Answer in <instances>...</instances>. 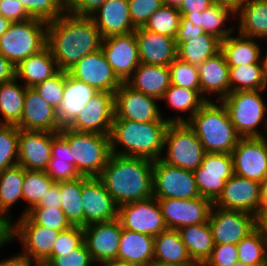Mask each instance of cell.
Segmentation results:
<instances>
[{
    "label": "cell",
    "mask_w": 267,
    "mask_h": 266,
    "mask_svg": "<svg viewBox=\"0 0 267 266\" xmlns=\"http://www.w3.org/2000/svg\"><path fill=\"white\" fill-rule=\"evenodd\" d=\"M47 47L60 70L69 71L84 56L101 49L103 38L89 16L65 12L47 22Z\"/></svg>",
    "instance_id": "cell-1"
},
{
    "label": "cell",
    "mask_w": 267,
    "mask_h": 266,
    "mask_svg": "<svg viewBox=\"0 0 267 266\" xmlns=\"http://www.w3.org/2000/svg\"><path fill=\"white\" fill-rule=\"evenodd\" d=\"M153 164L145 158L111 154L98 177L117 206L153 196Z\"/></svg>",
    "instance_id": "cell-2"
},
{
    "label": "cell",
    "mask_w": 267,
    "mask_h": 266,
    "mask_svg": "<svg viewBox=\"0 0 267 266\" xmlns=\"http://www.w3.org/2000/svg\"><path fill=\"white\" fill-rule=\"evenodd\" d=\"M169 121L135 122L119 119L114 115L110 132L112 154L157 161L164 150V136ZM124 146V151L116 152L117 144Z\"/></svg>",
    "instance_id": "cell-3"
},
{
    "label": "cell",
    "mask_w": 267,
    "mask_h": 266,
    "mask_svg": "<svg viewBox=\"0 0 267 266\" xmlns=\"http://www.w3.org/2000/svg\"><path fill=\"white\" fill-rule=\"evenodd\" d=\"M185 123L195 132L206 153L231 154L241 138L222 101L219 106L208 100Z\"/></svg>",
    "instance_id": "cell-4"
},
{
    "label": "cell",
    "mask_w": 267,
    "mask_h": 266,
    "mask_svg": "<svg viewBox=\"0 0 267 266\" xmlns=\"http://www.w3.org/2000/svg\"><path fill=\"white\" fill-rule=\"evenodd\" d=\"M59 134L68 142L78 173L86 177H99L112 154L110 136L78 132L68 127H63Z\"/></svg>",
    "instance_id": "cell-5"
},
{
    "label": "cell",
    "mask_w": 267,
    "mask_h": 266,
    "mask_svg": "<svg viewBox=\"0 0 267 266\" xmlns=\"http://www.w3.org/2000/svg\"><path fill=\"white\" fill-rule=\"evenodd\" d=\"M45 28L47 22L37 18L11 23L0 37V53L16 67L22 60L47 46Z\"/></svg>",
    "instance_id": "cell-6"
},
{
    "label": "cell",
    "mask_w": 267,
    "mask_h": 266,
    "mask_svg": "<svg viewBox=\"0 0 267 266\" xmlns=\"http://www.w3.org/2000/svg\"><path fill=\"white\" fill-rule=\"evenodd\" d=\"M167 148V156L160 160L168 165L196 170L206 153L202 143L195 132L187 123H170L164 136V147Z\"/></svg>",
    "instance_id": "cell-7"
},
{
    "label": "cell",
    "mask_w": 267,
    "mask_h": 266,
    "mask_svg": "<svg viewBox=\"0 0 267 266\" xmlns=\"http://www.w3.org/2000/svg\"><path fill=\"white\" fill-rule=\"evenodd\" d=\"M259 92L262 90L230 92L222 100L235 130L241 138L264 137L256 129L266 112V105Z\"/></svg>",
    "instance_id": "cell-8"
},
{
    "label": "cell",
    "mask_w": 267,
    "mask_h": 266,
    "mask_svg": "<svg viewBox=\"0 0 267 266\" xmlns=\"http://www.w3.org/2000/svg\"><path fill=\"white\" fill-rule=\"evenodd\" d=\"M158 99L145 95L122 82L114 93L115 116L135 122L169 121L170 123H185L181 117L163 119L157 108Z\"/></svg>",
    "instance_id": "cell-9"
},
{
    "label": "cell",
    "mask_w": 267,
    "mask_h": 266,
    "mask_svg": "<svg viewBox=\"0 0 267 266\" xmlns=\"http://www.w3.org/2000/svg\"><path fill=\"white\" fill-rule=\"evenodd\" d=\"M153 196L157 199H191L200 197L193 171L166 164H153Z\"/></svg>",
    "instance_id": "cell-10"
},
{
    "label": "cell",
    "mask_w": 267,
    "mask_h": 266,
    "mask_svg": "<svg viewBox=\"0 0 267 266\" xmlns=\"http://www.w3.org/2000/svg\"><path fill=\"white\" fill-rule=\"evenodd\" d=\"M60 231L34 224L26 215H22L19 221L7 226V242L17 237L22 241L25 259L37 261L47 260L51 255L53 244L57 240Z\"/></svg>",
    "instance_id": "cell-11"
},
{
    "label": "cell",
    "mask_w": 267,
    "mask_h": 266,
    "mask_svg": "<svg viewBox=\"0 0 267 266\" xmlns=\"http://www.w3.org/2000/svg\"><path fill=\"white\" fill-rule=\"evenodd\" d=\"M208 222L214 244L237 245L258 227V217L253 214L215 206H212Z\"/></svg>",
    "instance_id": "cell-12"
},
{
    "label": "cell",
    "mask_w": 267,
    "mask_h": 266,
    "mask_svg": "<svg viewBox=\"0 0 267 266\" xmlns=\"http://www.w3.org/2000/svg\"><path fill=\"white\" fill-rule=\"evenodd\" d=\"M117 219L122 228L153 237L168 229L154 196L118 206Z\"/></svg>",
    "instance_id": "cell-13"
},
{
    "label": "cell",
    "mask_w": 267,
    "mask_h": 266,
    "mask_svg": "<svg viewBox=\"0 0 267 266\" xmlns=\"http://www.w3.org/2000/svg\"><path fill=\"white\" fill-rule=\"evenodd\" d=\"M193 173L200 196L214 202L226 181L234 175L232 156L229 153H205L201 165Z\"/></svg>",
    "instance_id": "cell-14"
},
{
    "label": "cell",
    "mask_w": 267,
    "mask_h": 266,
    "mask_svg": "<svg viewBox=\"0 0 267 266\" xmlns=\"http://www.w3.org/2000/svg\"><path fill=\"white\" fill-rule=\"evenodd\" d=\"M234 174L258 182L267 178L265 137L240 138L231 152Z\"/></svg>",
    "instance_id": "cell-15"
},
{
    "label": "cell",
    "mask_w": 267,
    "mask_h": 266,
    "mask_svg": "<svg viewBox=\"0 0 267 266\" xmlns=\"http://www.w3.org/2000/svg\"><path fill=\"white\" fill-rule=\"evenodd\" d=\"M168 229L208 222L213 202L204 197L191 199H157Z\"/></svg>",
    "instance_id": "cell-16"
},
{
    "label": "cell",
    "mask_w": 267,
    "mask_h": 266,
    "mask_svg": "<svg viewBox=\"0 0 267 266\" xmlns=\"http://www.w3.org/2000/svg\"><path fill=\"white\" fill-rule=\"evenodd\" d=\"M83 227L117 219L118 206L98 177L82 176Z\"/></svg>",
    "instance_id": "cell-17"
},
{
    "label": "cell",
    "mask_w": 267,
    "mask_h": 266,
    "mask_svg": "<svg viewBox=\"0 0 267 266\" xmlns=\"http://www.w3.org/2000/svg\"><path fill=\"white\" fill-rule=\"evenodd\" d=\"M114 115V93L97 92L68 128L78 132L110 135Z\"/></svg>",
    "instance_id": "cell-18"
},
{
    "label": "cell",
    "mask_w": 267,
    "mask_h": 266,
    "mask_svg": "<svg viewBox=\"0 0 267 266\" xmlns=\"http://www.w3.org/2000/svg\"><path fill=\"white\" fill-rule=\"evenodd\" d=\"M213 206L260 217V182L238 175L229 178Z\"/></svg>",
    "instance_id": "cell-19"
},
{
    "label": "cell",
    "mask_w": 267,
    "mask_h": 266,
    "mask_svg": "<svg viewBox=\"0 0 267 266\" xmlns=\"http://www.w3.org/2000/svg\"><path fill=\"white\" fill-rule=\"evenodd\" d=\"M101 50L114 74L121 82H126L140 64L138 45L134 31L124 35L106 37Z\"/></svg>",
    "instance_id": "cell-20"
},
{
    "label": "cell",
    "mask_w": 267,
    "mask_h": 266,
    "mask_svg": "<svg viewBox=\"0 0 267 266\" xmlns=\"http://www.w3.org/2000/svg\"><path fill=\"white\" fill-rule=\"evenodd\" d=\"M68 73L75 79L95 88L98 92L115 93L122 84L101 49L84 56Z\"/></svg>",
    "instance_id": "cell-21"
},
{
    "label": "cell",
    "mask_w": 267,
    "mask_h": 266,
    "mask_svg": "<svg viewBox=\"0 0 267 266\" xmlns=\"http://www.w3.org/2000/svg\"><path fill=\"white\" fill-rule=\"evenodd\" d=\"M84 229V243L94 262L117 260L122 226L118 219L89 224Z\"/></svg>",
    "instance_id": "cell-22"
},
{
    "label": "cell",
    "mask_w": 267,
    "mask_h": 266,
    "mask_svg": "<svg viewBox=\"0 0 267 266\" xmlns=\"http://www.w3.org/2000/svg\"><path fill=\"white\" fill-rule=\"evenodd\" d=\"M53 132L19 129L18 165L45 171L52 157Z\"/></svg>",
    "instance_id": "cell-23"
},
{
    "label": "cell",
    "mask_w": 267,
    "mask_h": 266,
    "mask_svg": "<svg viewBox=\"0 0 267 266\" xmlns=\"http://www.w3.org/2000/svg\"><path fill=\"white\" fill-rule=\"evenodd\" d=\"M19 129L29 131L59 132L63 127L57 110L49 105L34 88H26L24 108Z\"/></svg>",
    "instance_id": "cell-24"
},
{
    "label": "cell",
    "mask_w": 267,
    "mask_h": 266,
    "mask_svg": "<svg viewBox=\"0 0 267 266\" xmlns=\"http://www.w3.org/2000/svg\"><path fill=\"white\" fill-rule=\"evenodd\" d=\"M140 63L169 66L177 58L175 38L138 27L134 31Z\"/></svg>",
    "instance_id": "cell-25"
},
{
    "label": "cell",
    "mask_w": 267,
    "mask_h": 266,
    "mask_svg": "<svg viewBox=\"0 0 267 266\" xmlns=\"http://www.w3.org/2000/svg\"><path fill=\"white\" fill-rule=\"evenodd\" d=\"M99 15L97 16L96 15ZM102 38L135 31L130 18L128 0H107L89 16Z\"/></svg>",
    "instance_id": "cell-26"
},
{
    "label": "cell",
    "mask_w": 267,
    "mask_h": 266,
    "mask_svg": "<svg viewBox=\"0 0 267 266\" xmlns=\"http://www.w3.org/2000/svg\"><path fill=\"white\" fill-rule=\"evenodd\" d=\"M97 92L95 88L75 79L65 71L64 95L57 111L62 127H68Z\"/></svg>",
    "instance_id": "cell-27"
},
{
    "label": "cell",
    "mask_w": 267,
    "mask_h": 266,
    "mask_svg": "<svg viewBox=\"0 0 267 266\" xmlns=\"http://www.w3.org/2000/svg\"><path fill=\"white\" fill-rule=\"evenodd\" d=\"M153 258V236L122 228L117 261L133 266H150Z\"/></svg>",
    "instance_id": "cell-28"
},
{
    "label": "cell",
    "mask_w": 267,
    "mask_h": 266,
    "mask_svg": "<svg viewBox=\"0 0 267 266\" xmlns=\"http://www.w3.org/2000/svg\"><path fill=\"white\" fill-rule=\"evenodd\" d=\"M134 73L126 83L136 91L158 100L162 99L171 85L169 66L140 63Z\"/></svg>",
    "instance_id": "cell-29"
},
{
    "label": "cell",
    "mask_w": 267,
    "mask_h": 266,
    "mask_svg": "<svg viewBox=\"0 0 267 266\" xmlns=\"http://www.w3.org/2000/svg\"><path fill=\"white\" fill-rule=\"evenodd\" d=\"M198 72L201 94L218 93L221 102L230 93L229 66L221 51L200 64Z\"/></svg>",
    "instance_id": "cell-30"
},
{
    "label": "cell",
    "mask_w": 267,
    "mask_h": 266,
    "mask_svg": "<svg viewBox=\"0 0 267 266\" xmlns=\"http://www.w3.org/2000/svg\"><path fill=\"white\" fill-rule=\"evenodd\" d=\"M59 71L57 62L46 46L39 53L22 60L16 66L15 77L25 79L24 86L26 88H33L35 85L53 77Z\"/></svg>",
    "instance_id": "cell-31"
},
{
    "label": "cell",
    "mask_w": 267,
    "mask_h": 266,
    "mask_svg": "<svg viewBox=\"0 0 267 266\" xmlns=\"http://www.w3.org/2000/svg\"><path fill=\"white\" fill-rule=\"evenodd\" d=\"M175 40L178 48L177 57L195 66H199L220 51L221 40L206 32L199 36L175 37Z\"/></svg>",
    "instance_id": "cell-32"
},
{
    "label": "cell",
    "mask_w": 267,
    "mask_h": 266,
    "mask_svg": "<svg viewBox=\"0 0 267 266\" xmlns=\"http://www.w3.org/2000/svg\"><path fill=\"white\" fill-rule=\"evenodd\" d=\"M154 264L186 265L194 263L182 242L180 233L167 229L154 237Z\"/></svg>",
    "instance_id": "cell-33"
},
{
    "label": "cell",
    "mask_w": 267,
    "mask_h": 266,
    "mask_svg": "<svg viewBox=\"0 0 267 266\" xmlns=\"http://www.w3.org/2000/svg\"><path fill=\"white\" fill-rule=\"evenodd\" d=\"M240 17L239 34L249 38L267 37V0H248L235 8Z\"/></svg>",
    "instance_id": "cell-34"
},
{
    "label": "cell",
    "mask_w": 267,
    "mask_h": 266,
    "mask_svg": "<svg viewBox=\"0 0 267 266\" xmlns=\"http://www.w3.org/2000/svg\"><path fill=\"white\" fill-rule=\"evenodd\" d=\"M178 231L192 261L204 264L215 245L209 222L185 226Z\"/></svg>",
    "instance_id": "cell-35"
},
{
    "label": "cell",
    "mask_w": 267,
    "mask_h": 266,
    "mask_svg": "<svg viewBox=\"0 0 267 266\" xmlns=\"http://www.w3.org/2000/svg\"><path fill=\"white\" fill-rule=\"evenodd\" d=\"M25 169L16 165L0 172V222L7 227L12 222L6 213L19 199L23 198Z\"/></svg>",
    "instance_id": "cell-36"
},
{
    "label": "cell",
    "mask_w": 267,
    "mask_h": 266,
    "mask_svg": "<svg viewBox=\"0 0 267 266\" xmlns=\"http://www.w3.org/2000/svg\"><path fill=\"white\" fill-rule=\"evenodd\" d=\"M254 38L239 34L238 37L228 36L220 43V51L223 53L229 67L248 64H260L261 51Z\"/></svg>",
    "instance_id": "cell-37"
},
{
    "label": "cell",
    "mask_w": 267,
    "mask_h": 266,
    "mask_svg": "<svg viewBox=\"0 0 267 266\" xmlns=\"http://www.w3.org/2000/svg\"><path fill=\"white\" fill-rule=\"evenodd\" d=\"M230 13H232L233 16L234 14L236 15L235 7L218 0L202 13L186 14L185 17L191 20L193 25L202 27L204 32L213 34L222 41L231 35L234 30L233 28H220Z\"/></svg>",
    "instance_id": "cell-38"
},
{
    "label": "cell",
    "mask_w": 267,
    "mask_h": 266,
    "mask_svg": "<svg viewBox=\"0 0 267 266\" xmlns=\"http://www.w3.org/2000/svg\"><path fill=\"white\" fill-rule=\"evenodd\" d=\"M16 80L15 77L0 84V112L4 118L1 124L17 125L20 122L26 87L18 85Z\"/></svg>",
    "instance_id": "cell-39"
},
{
    "label": "cell",
    "mask_w": 267,
    "mask_h": 266,
    "mask_svg": "<svg viewBox=\"0 0 267 266\" xmlns=\"http://www.w3.org/2000/svg\"><path fill=\"white\" fill-rule=\"evenodd\" d=\"M61 210L72 226L83 227L82 176L73 181L60 182Z\"/></svg>",
    "instance_id": "cell-40"
},
{
    "label": "cell",
    "mask_w": 267,
    "mask_h": 266,
    "mask_svg": "<svg viewBox=\"0 0 267 266\" xmlns=\"http://www.w3.org/2000/svg\"><path fill=\"white\" fill-rule=\"evenodd\" d=\"M236 246L238 261L251 266H267V239L259 226Z\"/></svg>",
    "instance_id": "cell-41"
},
{
    "label": "cell",
    "mask_w": 267,
    "mask_h": 266,
    "mask_svg": "<svg viewBox=\"0 0 267 266\" xmlns=\"http://www.w3.org/2000/svg\"><path fill=\"white\" fill-rule=\"evenodd\" d=\"M229 72L230 92L265 90L267 87V80L260 64L229 67Z\"/></svg>",
    "instance_id": "cell-42"
},
{
    "label": "cell",
    "mask_w": 267,
    "mask_h": 266,
    "mask_svg": "<svg viewBox=\"0 0 267 266\" xmlns=\"http://www.w3.org/2000/svg\"><path fill=\"white\" fill-rule=\"evenodd\" d=\"M201 95V91L170 85L161 100H167L171 108L191 112L190 118L208 101Z\"/></svg>",
    "instance_id": "cell-43"
},
{
    "label": "cell",
    "mask_w": 267,
    "mask_h": 266,
    "mask_svg": "<svg viewBox=\"0 0 267 266\" xmlns=\"http://www.w3.org/2000/svg\"><path fill=\"white\" fill-rule=\"evenodd\" d=\"M54 181L51 180L45 171L26 170L23 181V199L26 200L30 207L25 210L23 215L27 214V211L36 206L43 196L53 185Z\"/></svg>",
    "instance_id": "cell-44"
},
{
    "label": "cell",
    "mask_w": 267,
    "mask_h": 266,
    "mask_svg": "<svg viewBox=\"0 0 267 266\" xmlns=\"http://www.w3.org/2000/svg\"><path fill=\"white\" fill-rule=\"evenodd\" d=\"M181 14L176 7L163 5L143 26L148 31L175 38L180 25Z\"/></svg>",
    "instance_id": "cell-45"
},
{
    "label": "cell",
    "mask_w": 267,
    "mask_h": 266,
    "mask_svg": "<svg viewBox=\"0 0 267 266\" xmlns=\"http://www.w3.org/2000/svg\"><path fill=\"white\" fill-rule=\"evenodd\" d=\"M18 140L16 125L0 123V172L18 165Z\"/></svg>",
    "instance_id": "cell-46"
},
{
    "label": "cell",
    "mask_w": 267,
    "mask_h": 266,
    "mask_svg": "<svg viewBox=\"0 0 267 266\" xmlns=\"http://www.w3.org/2000/svg\"><path fill=\"white\" fill-rule=\"evenodd\" d=\"M26 216L36 225L57 231H64L72 226L61 208L32 207L27 211Z\"/></svg>",
    "instance_id": "cell-47"
},
{
    "label": "cell",
    "mask_w": 267,
    "mask_h": 266,
    "mask_svg": "<svg viewBox=\"0 0 267 266\" xmlns=\"http://www.w3.org/2000/svg\"><path fill=\"white\" fill-rule=\"evenodd\" d=\"M32 18L53 21L66 12L64 0H19Z\"/></svg>",
    "instance_id": "cell-48"
},
{
    "label": "cell",
    "mask_w": 267,
    "mask_h": 266,
    "mask_svg": "<svg viewBox=\"0 0 267 266\" xmlns=\"http://www.w3.org/2000/svg\"><path fill=\"white\" fill-rule=\"evenodd\" d=\"M171 85L200 91L198 66L180 60L178 57L169 65Z\"/></svg>",
    "instance_id": "cell-49"
},
{
    "label": "cell",
    "mask_w": 267,
    "mask_h": 266,
    "mask_svg": "<svg viewBox=\"0 0 267 266\" xmlns=\"http://www.w3.org/2000/svg\"><path fill=\"white\" fill-rule=\"evenodd\" d=\"M65 70H60L53 77L35 85V91L57 111L64 95Z\"/></svg>",
    "instance_id": "cell-50"
},
{
    "label": "cell",
    "mask_w": 267,
    "mask_h": 266,
    "mask_svg": "<svg viewBox=\"0 0 267 266\" xmlns=\"http://www.w3.org/2000/svg\"><path fill=\"white\" fill-rule=\"evenodd\" d=\"M84 242V229L80 226H71L69 229L60 231L57 240L53 244L51 255L46 261H51L61 253L71 252Z\"/></svg>",
    "instance_id": "cell-51"
},
{
    "label": "cell",
    "mask_w": 267,
    "mask_h": 266,
    "mask_svg": "<svg viewBox=\"0 0 267 266\" xmlns=\"http://www.w3.org/2000/svg\"><path fill=\"white\" fill-rule=\"evenodd\" d=\"M130 18L135 28L143 27L163 4V0H128Z\"/></svg>",
    "instance_id": "cell-52"
},
{
    "label": "cell",
    "mask_w": 267,
    "mask_h": 266,
    "mask_svg": "<svg viewBox=\"0 0 267 266\" xmlns=\"http://www.w3.org/2000/svg\"><path fill=\"white\" fill-rule=\"evenodd\" d=\"M93 262L84 242L71 252L61 253L50 261L52 266H90Z\"/></svg>",
    "instance_id": "cell-53"
},
{
    "label": "cell",
    "mask_w": 267,
    "mask_h": 266,
    "mask_svg": "<svg viewBox=\"0 0 267 266\" xmlns=\"http://www.w3.org/2000/svg\"><path fill=\"white\" fill-rule=\"evenodd\" d=\"M238 261L237 246L234 244H215L210 257L203 266H229Z\"/></svg>",
    "instance_id": "cell-54"
},
{
    "label": "cell",
    "mask_w": 267,
    "mask_h": 266,
    "mask_svg": "<svg viewBox=\"0 0 267 266\" xmlns=\"http://www.w3.org/2000/svg\"><path fill=\"white\" fill-rule=\"evenodd\" d=\"M45 172L54 182L73 181L81 177L72 163L49 162Z\"/></svg>",
    "instance_id": "cell-55"
},
{
    "label": "cell",
    "mask_w": 267,
    "mask_h": 266,
    "mask_svg": "<svg viewBox=\"0 0 267 266\" xmlns=\"http://www.w3.org/2000/svg\"><path fill=\"white\" fill-rule=\"evenodd\" d=\"M0 15L11 23L23 22L32 18L19 0H1Z\"/></svg>",
    "instance_id": "cell-56"
},
{
    "label": "cell",
    "mask_w": 267,
    "mask_h": 266,
    "mask_svg": "<svg viewBox=\"0 0 267 266\" xmlns=\"http://www.w3.org/2000/svg\"><path fill=\"white\" fill-rule=\"evenodd\" d=\"M49 162H62L74 164L68 142L59 134L53 132L52 157Z\"/></svg>",
    "instance_id": "cell-57"
},
{
    "label": "cell",
    "mask_w": 267,
    "mask_h": 266,
    "mask_svg": "<svg viewBox=\"0 0 267 266\" xmlns=\"http://www.w3.org/2000/svg\"><path fill=\"white\" fill-rule=\"evenodd\" d=\"M107 0H67L66 12L77 16H90Z\"/></svg>",
    "instance_id": "cell-58"
},
{
    "label": "cell",
    "mask_w": 267,
    "mask_h": 266,
    "mask_svg": "<svg viewBox=\"0 0 267 266\" xmlns=\"http://www.w3.org/2000/svg\"><path fill=\"white\" fill-rule=\"evenodd\" d=\"M218 0H183L178 7L181 16L186 14H200L214 5Z\"/></svg>",
    "instance_id": "cell-59"
},
{
    "label": "cell",
    "mask_w": 267,
    "mask_h": 266,
    "mask_svg": "<svg viewBox=\"0 0 267 266\" xmlns=\"http://www.w3.org/2000/svg\"><path fill=\"white\" fill-rule=\"evenodd\" d=\"M34 207H61V192H60V182H54L49 192L43 196L41 201Z\"/></svg>",
    "instance_id": "cell-60"
},
{
    "label": "cell",
    "mask_w": 267,
    "mask_h": 266,
    "mask_svg": "<svg viewBox=\"0 0 267 266\" xmlns=\"http://www.w3.org/2000/svg\"><path fill=\"white\" fill-rule=\"evenodd\" d=\"M204 33L202 27L193 25L191 20L187 19L185 16H181L180 25L177 31L176 37H187L193 35H201Z\"/></svg>",
    "instance_id": "cell-61"
},
{
    "label": "cell",
    "mask_w": 267,
    "mask_h": 266,
    "mask_svg": "<svg viewBox=\"0 0 267 266\" xmlns=\"http://www.w3.org/2000/svg\"><path fill=\"white\" fill-rule=\"evenodd\" d=\"M16 67L0 53V84L15 78Z\"/></svg>",
    "instance_id": "cell-62"
},
{
    "label": "cell",
    "mask_w": 267,
    "mask_h": 266,
    "mask_svg": "<svg viewBox=\"0 0 267 266\" xmlns=\"http://www.w3.org/2000/svg\"><path fill=\"white\" fill-rule=\"evenodd\" d=\"M267 210V178L260 183V216Z\"/></svg>",
    "instance_id": "cell-63"
},
{
    "label": "cell",
    "mask_w": 267,
    "mask_h": 266,
    "mask_svg": "<svg viewBox=\"0 0 267 266\" xmlns=\"http://www.w3.org/2000/svg\"><path fill=\"white\" fill-rule=\"evenodd\" d=\"M0 266H27V259L17 255L0 262Z\"/></svg>",
    "instance_id": "cell-64"
},
{
    "label": "cell",
    "mask_w": 267,
    "mask_h": 266,
    "mask_svg": "<svg viewBox=\"0 0 267 266\" xmlns=\"http://www.w3.org/2000/svg\"><path fill=\"white\" fill-rule=\"evenodd\" d=\"M258 226L263 230L267 239V210L258 218Z\"/></svg>",
    "instance_id": "cell-65"
},
{
    "label": "cell",
    "mask_w": 267,
    "mask_h": 266,
    "mask_svg": "<svg viewBox=\"0 0 267 266\" xmlns=\"http://www.w3.org/2000/svg\"><path fill=\"white\" fill-rule=\"evenodd\" d=\"M11 22L0 15V37L9 29Z\"/></svg>",
    "instance_id": "cell-66"
},
{
    "label": "cell",
    "mask_w": 267,
    "mask_h": 266,
    "mask_svg": "<svg viewBox=\"0 0 267 266\" xmlns=\"http://www.w3.org/2000/svg\"><path fill=\"white\" fill-rule=\"evenodd\" d=\"M183 0H163L165 6L178 8L182 4Z\"/></svg>",
    "instance_id": "cell-67"
},
{
    "label": "cell",
    "mask_w": 267,
    "mask_h": 266,
    "mask_svg": "<svg viewBox=\"0 0 267 266\" xmlns=\"http://www.w3.org/2000/svg\"><path fill=\"white\" fill-rule=\"evenodd\" d=\"M102 264H103V266H133V265L127 264L125 262H121V261H117V260L104 262Z\"/></svg>",
    "instance_id": "cell-68"
},
{
    "label": "cell",
    "mask_w": 267,
    "mask_h": 266,
    "mask_svg": "<svg viewBox=\"0 0 267 266\" xmlns=\"http://www.w3.org/2000/svg\"><path fill=\"white\" fill-rule=\"evenodd\" d=\"M35 262H36L37 266H52L51 263L49 261H46V260H37ZM27 266H32L31 260L27 259Z\"/></svg>",
    "instance_id": "cell-69"
},
{
    "label": "cell",
    "mask_w": 267,
    "mask_h": 266,
    "mask_svg": "<svg viewBox=\"0 0 267 266\" xmlns=\"http://www.w3.org/2000/svg\"><path fill=\"white\" fill-rule=\"evenodd\" d=\"M219 1L230 4L236 8L238 5H240L244 2H247L248 0H219Z\"/></svg>",
    "instance_id": "cell-70"
},
{
    "label": "cell",
    "mask_w": 267,
    "mask_h": 266,
    "mask_svg": "<svg viewBox=\"0 0 267 266\" xmlns=\"http://www.w3.org/2000/svg\"><path fill=\"white\" fill-rule=\"evenodd\" d=\"M260 64H261V67H262V71H263L264 77L267 80V54L265 55V58L263 59V62L261 61Z\"/></svg>",
    "instance_id": "cell-71"
},
{
    "label": "cell",
    "mask_w": 267,
    "mask_h": 266,
    "mask_svg": "<svg viewBox=\"0 0 267 266\" xmlns=\"http://www.w3.org/2000/svg\"><path fill=\"white\" fill-rule=\"evenodd\" d=\"M150 266H203V264L200 263H191V264H186V265H164V264H154L152 263Z\"/></svg>",
    "instance_id": "cell-72"
},
{
    "label": "cell",
    "mask_w": 267,
    "mask_h": 266,
    "mask_svg": "<svg viewBox=\"0 0 267 266\" xmlns=\"http://www.w3.org/2000/svg\"><path fill=\"white\" fill-rule=\"evenodd\" d=\"M7 233V227H5L1 222H0V238H7L6 237Z\"/></svg>",
    "instance_id": "cell-73"
},
{
    "label": "cell",
    "mask_w": 267,
    "mask_h": 266,
    "mask_svg": "<svg viewBox=\"0 0 267 266\" xmlns=\"http://www.w3.org/2000/svg\"><path fill=\"white\" fill-rule=\"evenodd\" d=\"M229 266H251V265H248V264L241 262V261H237L235 263L230 264Z\"/></svg>",
    "instance_id": "cell-74"
},
{
    "label": "cell",
    "mask_w": 267,
    "mask_h": 266,
    "mask_svg": "<svg viewBox=\"0 0 267 266\" xmlns=\"http://www.w3.org/2000/svg\"><path fill=\"white\" fill-rule=\"evenodd\" d=\"M7 242V238H0V247L3 245V244H6Z\"/></svg>",
    "instance_id": "cell-75"
}]
</instances>
